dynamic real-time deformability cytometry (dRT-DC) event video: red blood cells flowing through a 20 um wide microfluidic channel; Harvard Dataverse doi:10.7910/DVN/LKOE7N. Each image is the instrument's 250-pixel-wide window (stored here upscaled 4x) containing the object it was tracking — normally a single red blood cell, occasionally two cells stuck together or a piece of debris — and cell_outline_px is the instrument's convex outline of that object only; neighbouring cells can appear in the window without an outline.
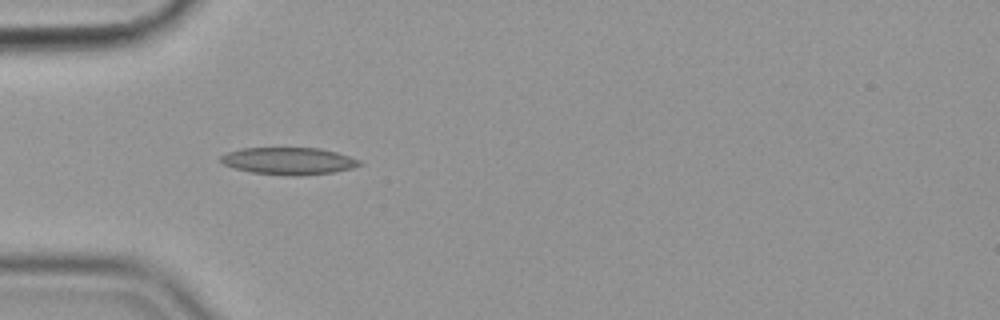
{"species": "common noctule bat (a hibernating species)", "species_latin": "Nyctalus noctula", "temperature_condition": "cold", "stored_images_in_passage": 28, "camera_frame_rate_fps": 3000, "um_per_image_px": 0.085, "animal": {"sex": "female", "body_mass_g": 19.9}, "frame": {"image": 1, "passage_image": 4, "time_ms": 1.0, "image_size_px": [1000, 320], "cell_outline_px": [[364, 164], [352, 168], [332, 172], [296, 176], [252, 172], [236, 168], [224, 164], [220, 160], [220, 156], [228, 152], [240, 148], [320, 148], [336, 152], [360, 160]], "centroid_in_image_um": [24.56, 13.67], "position_along_channel_um": 60.4, "area_um2": 21.73}}
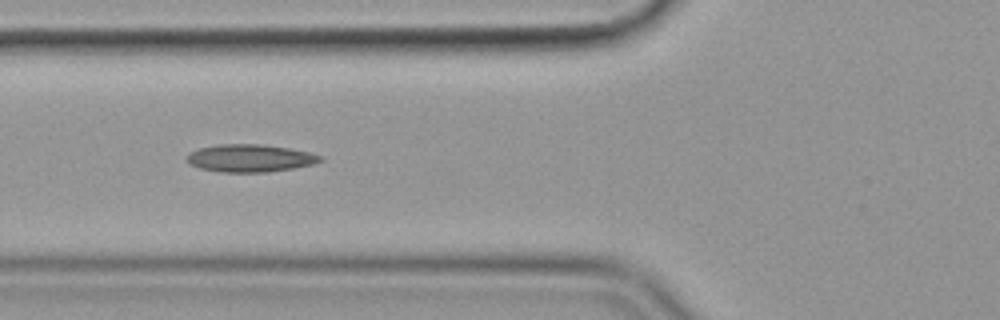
{"frame": {"image": 2, "passage_image": 8, "time_ms": 2.333, "image_size_px": [1000, 320], "cell_outline_px": [[324, 160], [312, 164], [292, 168], [268, 172], [220, 172], [200, 168], [192, 164], [188, 160], [188, 152], [200, 148], [216, 144], [260, 144], [288, 148], [308, 152], [324, 156]], "centroid_in_image_um": [21.27, 13.44], "position_along_channel_um": 104.5, "area_um2": 21.33}}
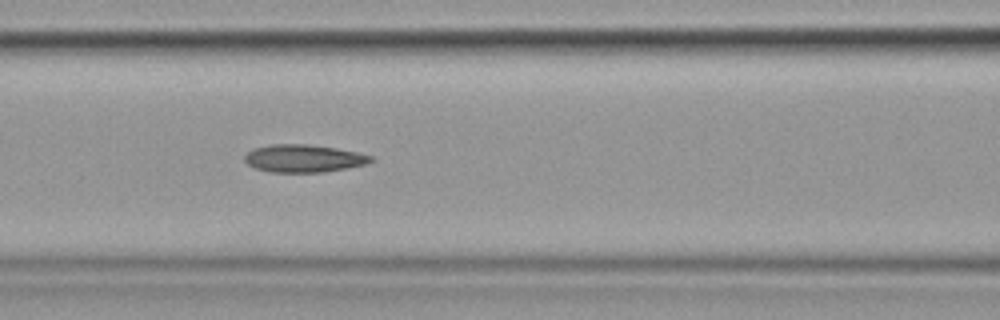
{"frame": {"image": 3, "passage_image": 11, "time_ms": 3.333, "image_size_px": [1000, 320], "cell_outline_px": [[376, 160], [364, 164], [348, 168], [324, 172], [268, 172], [252, 168], [244, 160], [244, 156], [252, 148], [272, 144], [308, 144], [336, 148], [356, 152], [372, 156]], "centroid_in_image_um": [25.78, 13.47], "position_along_channel_um": 140.8, "area_um2": 20.52}}